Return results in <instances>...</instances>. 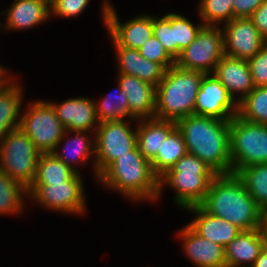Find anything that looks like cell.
Masks as SVG:
<instances>
[{
	"label": "cell",
	"mask_w": 267,
	"mask_h": 267,
	"mask_svg": "<svg viewBox=\"0 0 267 267\" xmlns=\"http://www.w3.org/2000/svg\"><path fill=\"white\" fill-rule=\"evenodd\" d=\"M263 0H233V18H249Z\"/></svg>",
	"instance_id": "38"
},
{
	"label": "cell",
	"mask_w": 267,
	"mask_h": 267,
	"mask_svg": "<svg viewBox=\"0 0 267 267\" xmlns=\"http://www.w3.org/2000/svg\"><path fill=\"white\" fill-rule=\"evenodd\" d=\"M217 173L194 155L187 153L159 178L158 200L165 186L174 190V202L182 210L200 205Z\"/></svg>",
	"instance_id": "5"
},
{
	"label": "cell",
	"mask_w": 267,
	"mask_h": 267,
	"mask_svg": "<svg viewBox=\"0 0 267 267\" xmlns=\"http://www.w3.org/2000/svg\"><path fill=\"white\" fill-rule=\"evenodd\" d=\"M0 13H1V11H0ZM3 24H1V22H0V28H3L4 29V25L2 26Z\"/></svg>",
	"instance_id": "43"
},
{
	"label": "cell",
	"mask_w": 267,
	"mask_h": 267,
	"mask_svg": "<svg viewBox=\"0 0 267 267\" xmlns=\"http://www.w3.org/2000/svg\"><path fill=\"white\" fill-rule=\"evenodd\" d=\"M97 183L124 196L131 202H156L159 178L151 162L144 158L136 146L126 155L113 161L97 178Z\"/></svg>",
	"instance_id": "3"
},
{
	"label": "cell",
	"mask_w": 267,
	"mask_h": 267,
	"mask_svg": "<svg viewBox=\"0 0 267 267\" xmlns=\"http://www.w3.org/2000/svg\"><path fill=\"white\" fill-rule=\"evenodd\" d=\"M27 189L0 170V216L22 215L26 210Z\"/></svg>",
	"instance_id": "27"
},
{
	"label": "cell",
	"mask_w": 267,
	"mask_h": 267,
	"mask_svg": "<svg viewBox=\"0 0 267 267\" xmlns=\"http://www.w3.org/2000/svg\"><path fill=\"white\" fill-rule=\"evenodd\" d=\"M184 210L195 216L188 225L198 235L224 247L242 231L229 221L207 213L200 205L191 206Z\"/></svg>",
	"instance_id": "22"
},
{
	"label": "cell",
	"mask_w": 267,
	"mask_h": 267,
	"mask_svg": "<svg viewBox=\"0 0 267 267\" xmlns=\"http://www.w3.org/2000/svg\"><path fill=\"white\" fill-rule=\"evenodd\" d=\"M251 267H267V244L262 249Z\"/></svg>",
	"instance_id": "40"
},
{
	"label": "cell",
	"mask_w": 267,
	"mask_h": 267,
	"mask_svg": "<svg viewBox=\"0 0 267 267\" xmlns=\"http://www.w3.org/2000/svg\"><path fill=\"white\" fill-rule=\"evenodd\" d=\"M83 182L81 173H76L62 183H32L27 189L28 200L43 209L82 217L87 211Z\"/></svg>",
	"instance_id": "7"
},
{
	"label": "cell",
	"mask_w": 267,
	"mask_h": 267,
	"mask_svg": "<svg viewBox=\"0 0 267 267\" xmlns=\"http://www.w3.org/2000/svg\"><path fill=\"white\" fill-rule=\"evenodd\" d=\"M238 115L247 121L267 126V86L254 89L238 103Z\"/></svg>",
	"instance_id": "31"
},
{
	"label": "cell",
	"mask_w": 267,
	"mask_h": 267,
	"mask_svg": "<svg viewBox=\"0 0 267 267\" xmlns=\"http://www.w3.org/2000/svg\"><path fill=\"white\" fill-rule=\"evenodd\" d=\"M135 123L137 120L126 118L120 121L102 122L98 125L95 131L97 178L113 161L126 155L137 146ZM132 124L134 128H132Z\"/></svg>",
	"instance_id": "10"
},
{
	"label": "cell",
	"mask_w": 267,
	"mask_h": 267,
	"mask_svg": "<svg viewBox=\"0 0 267 267\" xmlns=\"http://www.w3.org/2000/svg\"><path fill=\"white\" fill-rule=\"evenodd\" d=\"M213 74L237 104L255 87L247 60L224 55L216 65Z\"/></svg>",
	"instance_id": "18"
},
{
	"label": "cell",
	"mask_w": 267,
	"mask_h": 267,
	"mask_svg": "<svg viewBox=\"0 0 267 267\" xmlns=\"http://www.w3.org/2000/svg\"><path fill=\"white\" fill-rule=\"evenodd\" d=\"M176 127V122L158 118L137 120V146L148 161L158 154L168 134Z\"/></svg>",
	"instance_id": "24"
},
{
	"label": "cell",
	"mask_w": 267,
	"mask_h": 267,
	"mask_svg": "<svg viewBox=\"0 0 267 267\" xmlns=\"http://www.w3.org/2000/svg\"><path fill=\"white\" fill-rule=\"evenodd\" d=\"M233 0H200L198 15L206 26H223L233 19ZM222 24V25H221Z\"/></svg>",
	"instance_id": "32"
},
{
	"label": "cell",
	"mask_w": 267,
	"mask_h": 267,
	"mask_svg": "<svg viewBox=\"0 0 267 267\" xmlns=\"http://www.w3.org/2000/svg\"><path fill=\"white\" fill-rule=\"evenodd\" d=\"M224 54L230 57L248 60L254 57L266 44L250 18H233L221 26Z\"/></svg>",
	"instance_id": "14"
},
{
	"label": "cell",
	"mask_w": 267,
	"mask_h": 267,
	"mask_svg": "<svg viewBox=\"0 0 267 267\" xmlns=\"http://www.w3.org/2000/svg\"><path fill=\"white\" fill-rule=\"evenodd\" d=\"M90 0H50V18L78 17L88 7Z\"/></svg>",
	"instance_id": "36"
},
{
	"label": "cell",
	"mask_w": 267,
	"mask_h": 267,
	"mask_svg": "<svg viewBox=\"0 0 267 267\" xmlns=\"http://www.w3.org/2000/svg\"><path fill=\"white\" fill-rule=\"evenodd\" d=\"M204 26L201 21L197 25L180 13L171 12V27L173 28L174 43H176V59L185 48L197 37Z\"/></svg>",
	"instance_id": "33"
},
{
	"label": "cell",
	"mask_w": 267,
	"mask_h": 267,
	"mask_svg": "<svg viewBox=\"0 0 267 267\" xmlns=\"http://www.w3.org/2000/svg\"><path fill=\"white\" fill-rule=\"evenodd\" d=\"M184 255L195 267H227L225 247L204 239L188 224L177 232Z\"/></svg>",
	"instance_id": "15"
},
{
	"label": "cell",
	"mask_w": 267,
	"mask_h": 267,
	"mask_svg": "<svg viewBox=\"0 0 267 267\" xmlns=\"http://www.w3.org/2000/svg\"><path fill=\"white\" fill-rule=\"evenodd\" d=\"M187 152L210 166L217 174L232 173L230 121L189 115L176 122Z\"/></svg>",
	"instance_id": "1"
},
{
	"label": "cell",
	"mask_w": 267,
	"mask_h": 267,
	"mask_svg": "<svg viewBox=\"0 0 267 267\" xmlns=\"http://www.w3.org/2000/svg\"><path fill=\"white\" fill-rule=\"evenodd\" d=\"M205 73L173 65L156 87L155 118L177 122L194 114L197 94Z\"/></svg>",
	"instance_id": "4"
},
{
	"label": "cell",
	"mask_w": 267,
	"mask_h": 267,
	"mask_svg": "<svg viewBox=\"0 0 267 267\" xmlns=\"http://www.w3.org/2000/svg\"><path fill=\"white\" fill-rule=\"evenodd\" d=\"M14 75H10L9 70L3 65H0V87L5 86L11 79H13Z\"/></svg>",
	"instance_id": "41"
},
{
	"label": "cell",
	"mask_w": 267,
	"mask_h": 267,
	"mask_svg": "<svg viewBox=\"0 0 267 267\" xmlns=\"http://www.w3.org/2000/svg\"><path fill=\"white\" fill-rule=\"evenodd\" d=\"M18 76L0 87V141L20 126L24 90L17 82Z\"/></svg>",
	"instance_id": "25"
},
{
	"label": "cell",
	"mask_w": 267,
	"mask_h": 267,
	"mask_svg": "<svg viewBox=\"0 0 267 267\" xmlns=\"http://www.w3.org/2000/svg\"><path fill=\"white\" fill-rule=\"evenodd\" d=\"M138 50L147 60L161 64L166 70L175 65V60L167 53L163 45L154 35Z\"/></svg>",
	"instance_id": "35"
},
{
	"label": "cell",
	"mask_w": 267,
	"mask_h": 267,
	"mask_svg": "<svg viewBox=\"0 0 267 267\" xmlns=\"http://www.w3.org/2000/svg\"><path fill=\"white\" fill-rule=\"evenodd\" d=\"M232 173L255 164L267 163V126L242 119L230 120Z\"/></svg>",
	"instance_id": "6"
},
{
	"label": "cell",
	"mask_w": 267,
	"mask_h": 267,
	"mask_svg": "<svg viewBox=\"0 0 267 267\" xmlns=\"http://www.w3.org/2000/svg\"><path fill=\"white\" fill-rule=\"evenodd\" d=\"M52 153L77 173H80V171L75 165L82 166L83 164L84 166L91 161L92 173H94L97 181V172L95 169V133L65 130L63 137Z\"/></svg>",
	"instance_id": "16"
},
{
	"label": "cell",
	"mask_w": 267,
	"mask_h": 267,
	"mask_svg": "<svg viewBox=\"0 0 267 267\" xmlns=\"http://www.w3.org/2000/svg\"><path fill=\"white\" fill-rule=\"evenodd\" d=\"M237 175L262 210L267 207V163L242 168Z\"/></svg>",
	"instance_id": "30"
},
{
	"label": "cell",
	"mask_w": 267,
	"mask_h": 267,
	"mask_svg": "<svg viewBox=\"0 0 267 267\" xmlns=\"http://www.w3.org/2000/svg\"><path fill=\"white\" fill-rule=\"evenodd\" d=\"M100 8L104 27L120 46L138 50L153 36V15L144 13L121 23L110 0H103Z\"/></svg>",
	"instance_id": "12"
},
{
	"label": "cell",
	"mask_w": 267,
	"mask_h": 267,
	"mask_svg": "<svg viewBox=\"0 0 267 267\" xmlns=\"http://www.w3.org/2000/svg\"><path fill=\"white\" fill-rule=\"evenodd\" d=\"M238 114V104L214 74H205L200 84L194 115L230 121Z\"/></svg>",
	"instance_id": "13"
},
{
	"label": "cell",
	"mask_w": 267,
	"mask_h": 267,
	"mask_svg": "<svg viewBox=\"0 0 267 267\" xmlns=\"http://www.w3.org/2000/svg\"><path fill=\"white\" fill-rule=\"evenodd\" d=\"M116 79L128 98L129 119L155 117L156 87L154 85L122 73H117Z\"/></svg>",
	"instance_id": "20"
},
{
	"label": "cell",
	"mask_w": 267,
	"mask_h": 267,
	"mask_svg": "<svg viewBox=\"0 0 267 267\" xmlns=\"http://www.w3.org/2000/svg\"><path fill=\"white\" fill-rule=\"evenodd\" d=\"M23 109L19 128L40 153H52L66 130L54 107L50 102L38 99L29 101Z\"/></svg>",
	"instance_id": "9"
},
{
	"label": "cell",
	"mask_w": 267,
	"mask_h": 267,
	"mask_svg": "<svg viewBox=\"0 0 267 267\" xmlns=\"http://www.w3.org/2000/svg\"><path fill=\"white\" fill-rule=\"evenodd\" d=\"M266 244L260 228L241 231L225 247L227 267H251Z\"/></svg>",
	"instance_id": "23"
},
{
	"label": "cell",
	"mask_w": 267,
	"mask_h": 267,
	"mask_svg": "<svg viewBox=\"0 0 267 267\" xmlns=\"http://www.w3.org/2000/svg\"><path fill=\"white\" fill-rule=\"evenodd\" d=\"M41 153L18 127L0 141V170L28 189L36 175Z\"/></svg>",
	"instance_id": "8"
},
{
	"label": "cell",
	"mask_w": 267,
	"mask_h": 267,
	"mask_svg": "<svg viewBox=\"0 0 267 267\" xmlns=\"http://www.w3.org/2000/svg\"><path fill=\"white\" fill-rule=\"evenodd\" d=\"M187 149L181 131L175 127L164 140L157 156L151 161L155 175L160 178L184 155Z\"/></svg>",
	"instance_id": "26"
},
{
	"label": "cell",
	"mask_w": 267,
	"mask_h": 267,
	"mask_svg": "<svg viewBox=\"0 0 267 267\" xmlns=\"http://www.w3.org/2000/svg\"><path fill=\"white\" fill-rule=\"evenodd\" d=\"M109 37L116 53L117 73L135 76L157 87L164 78L166 69L161 64L147 60L139 50L122 47Z\"/></svg>",
	"instance_id": "21"
},
{
	"label": "cell",
	"mask_w": 267,
	"mask_h": 267,
	"mask_svg": "<svg viewBox=\"0 0 267 267\" xmlns=\"http://www.w3.org/2000/svg\"><path fill=\"white\" fill-rule=\"evenodd\" d=\"M224 55L221 27L204 25L190 45L181 51L175 65L186 70L213 74Z\"/></svg>",
	"instance_id": "11"
},
{
	"label": "cell",
	"mask_w": 267,
	"mask_h": 267,
	"mask_svg": "<svg viewBox=\"0 0 267 267\" xmlns=\"http://www.w3.org/2000/svg\"><path fill=\"white\" fill-rule=\"evenodd\" d=\"M255 87L267 86V42L258 53L247 60Z\"/></svg>",
	"instance_id": "37"
},
{
	"label": "cell",
	"mask_w": 267,
	"mask_h": 267,
	"mask_svg": "<svg viewBox=\"0 0 267 267\" xmlns=\"http://www.w3.org/2000/svg\"><path fill=\"white\" fill-rule=\"evenodd\" d=\"M110 93L107 96L101 97L100 100H94L99 124L107 121L129 119L128 98L118 82L115 93L114 91L113 94L112 92Z\"/></svg>",
	"instance_id": "28"
},
{
	"label": "cell",
	"mask_w": 267,
	"mask_h": 267,
	"mask_svg": "<svg viewBox=\"0 0 267 267\" xmlns=\"http://www.w3.org/2000/svg\"><path fill=\"white\" fill-rule=\"evenodd\" d=\"M153 35L160 41L167 53L176 60V43L171 27V12L161 17L153 16Z\"/></svg>",
	"instance_id": "34"
},
{
	"label": "cell",
	"mask_w": 267,
	"mask_h": 267,
	"mask_svg": "<svg viewBox=\"0 0 267 267\" xmlns=\"http://www.w3.org/2000/svg\"><path fill=\"white\" fill-rule=\"evenodd\" d=\"M200 206L242 231L260 228L261 209L236 173L217 174Z\"/></svg>",
	"instance_id": "2"
},
{
	"label": "cell",
	"mask_w": 267,
	"mask_h": 267,
	"mask_svg": "<svg viewBox=\"0 0 267 267\" xmlns=\"http://www.w3.org/2000/svg\"><path fill=\"white\" fill-rule=\"evenodd\" d=\"M76 173L53 153H41L33 183H62Z\"/></svg>",
	"instance_id": "29"
},
{
	"label": "cell",
	"mask_w": 267,
	"mask_h": 267,
	"mask_svg": "<svg viewBox=\"0 0 267 267\" xmlns=\"http://www.w3.org/2000/svg\"><path fill=\"white\" fill-rule=\"evenodd\" d=\"M259 34L267 41V0L253 12L249 17Z\"/></svg>",
	"instance_id": "39"
},
{
	"label": "cell",
	"mask_w": 267,
	"mask_h": 267,
	"mask_svg": "<svg viewBox=\"0 0 267 267\" xmlns=\"http://www.w3.org/2000/svg\"><path fill=\"white\" fill-rule=\"evenodd\" d=\"M260 230L267 241V207L261 210Z\"/></svg>",
	"instance_id": "42"
},
{
	"label": "cell",
	"mask_w": 267,
	"mask_h": 267,
	"mask_svg": "<svg viewBox=\"0 0 267 267\" xmlns=\"http://www.w3.org/2000/svg\"><path fill=\"white\" fill-rule=\"evenodd\" d=\"M1 14L5 15V31H28L49 22L50 0H14Z\"/></svg>",
	"instance_id": "19"
},
{
	"label": "cell",
	"mask_w": 267,
	"mask_h": 267,
	"mask_svg": "<svg viewBox=\"0 0 267 267\" xmlns=\"http://www.w3.org/2000/svg\"><path fill=\"white\" fill-rule=\"evenodd\" d=\"M50 103L66 130L95 133L99 121L94 99L80 96L68 98L61 103Z\"/></svg>",
	"instance_id": "17"
}]
</instances>
